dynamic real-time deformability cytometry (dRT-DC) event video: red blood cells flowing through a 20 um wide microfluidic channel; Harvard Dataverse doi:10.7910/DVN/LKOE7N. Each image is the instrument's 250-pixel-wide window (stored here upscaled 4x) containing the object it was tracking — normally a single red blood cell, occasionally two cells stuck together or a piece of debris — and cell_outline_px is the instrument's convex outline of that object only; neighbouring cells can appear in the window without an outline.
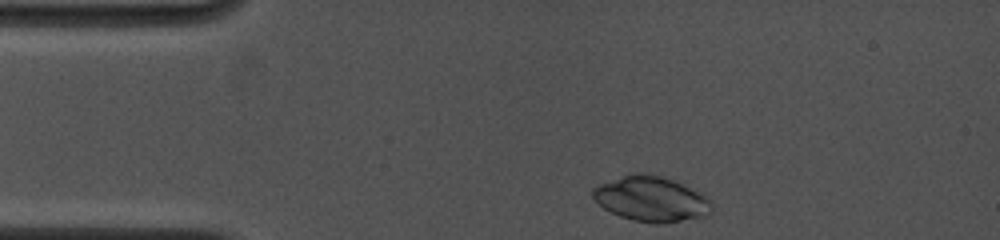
{"species": "common noctule bat (a hibernating species)", "species_latin": "Nyctalus noctula", "temperature_condition": "cold", "stored_images_in_passage": 16, "camera_frame_rate_fps": 4500, "um_per_image_px": 0.085, "animal": {"sex": "female", "body_mass_g": 19.0, "forearm_length_mm": 53.3}, "frame": {"image": 1, "passage_image": 1, "time_ms": 0.0, "image_size_px": [1000, 240], "cell_outline_px": [[712, 212], [708, 216], [660, 224], [656, 224], [632, 220], [620, 216], [604, 208], [592, 196], [592, 188], [600, 184], [632, 172], [644, 172], [660, 176], [672, 180], [708, 196], [712, 200]], "centroid_in_image_um": [55.38, 16.91], "position_along_channel_um": 29.6, "area_um2": 31.39}}
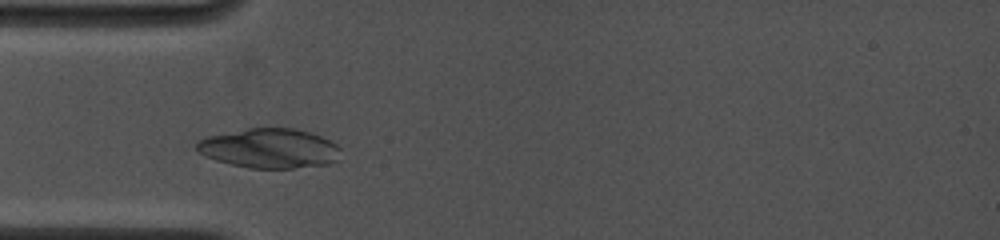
{"frame": {"image": 2, "passage_image": 15, "time_ms": 2.0, "image_size_px": [1000, 240], "cell_outline_px": [[340, 148], [336, 160], [328, 164], [292, 168], [252, 168], [232, 164], [216, 160], [204, 156], [196, 148], [196, 144], [200, 140], [208, 136], [248, 128], [292, 128], [308, 132], [320, 136], [336, 144]], "centroid_in_image_um": [22.89, 12.61], "position_along_channel_um": 62.1, "area_um2": 32.77}}